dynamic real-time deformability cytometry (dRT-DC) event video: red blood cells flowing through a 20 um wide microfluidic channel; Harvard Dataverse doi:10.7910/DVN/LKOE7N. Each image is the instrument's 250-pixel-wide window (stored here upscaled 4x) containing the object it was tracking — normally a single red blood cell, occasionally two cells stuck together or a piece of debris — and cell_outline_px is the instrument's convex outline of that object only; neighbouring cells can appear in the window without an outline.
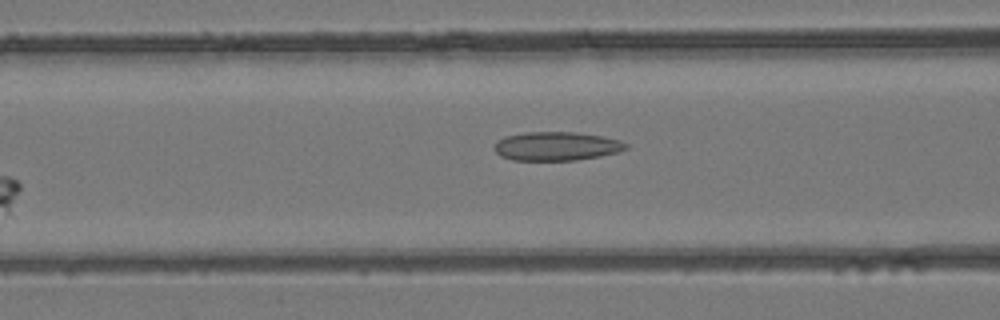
{"species": "common noctule bat (a hibernating species)", "species_latin": "Nyctalus noctula", "temperature_condition": "room temperature", "stored_images_in_passage": 23, "camera_frame_rate_fps": 3000, "um_per_image_px": 0.085, "animal": {"sex": "female", "body_mass_g": 24.6, "forearm_length_mm": 56.2}, "frame": {"image": 1, "passage_image": 5, "time_ms": 1.333, "image_size_px": [1000, 320], "cell_outline_px": [[628, 148], [620, 152], [600, 156], [576, 160], [512, 160], [500, 156], [492, 148], [496, 140], [504, 136], [524, 132], [576, 132], [604, 136], [620, 140], [628, 144]], "centroid_in_image_um": [47.29, 12.42], "position_along_channel_um": 119.3, "area_um2": 22.43}}
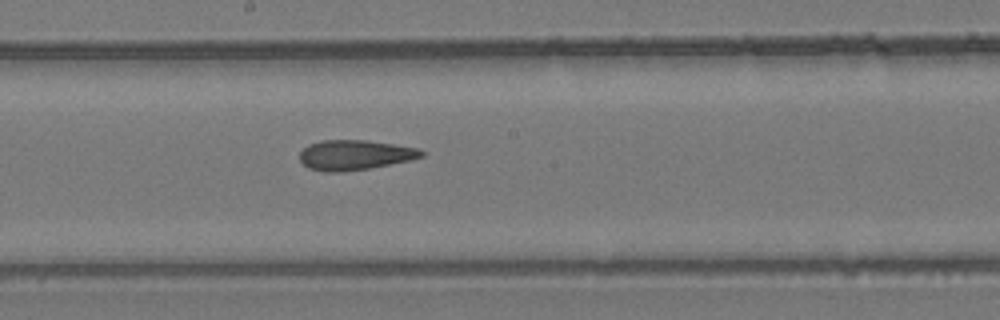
{"frame": {"image": 2, "passage_image": 12, "time_ms": 3.667, "image_size_px": [1000, 320], "cell_outline_px": [[424, 156], [408, 160], [368, 168], [344, 172], [324, 172], [308, 168], [300, 160], [300, 152], [308, 144], [320, 140], [364, 140], [392, 144], [416, 148], [424, 152]], "centroid_in_image_um": [30.09, 13.17], "position_along_channel_um": 218.1, "area_um2": 21.04}}
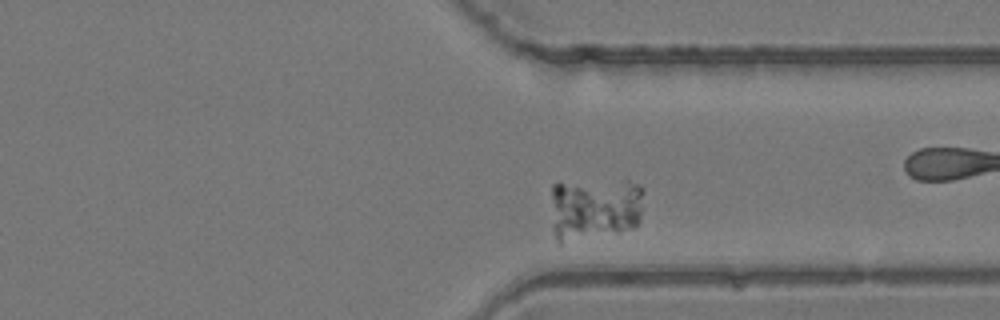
{"frame": {"image": 3, "passage_image": 20, "time_ms": 6.333, "image_size_px": [1000, 320], "cell_outline_px": [[644, 192], [640, 220], [632, 228], [620, 232], [560, 244], [556, 244], [552, 228], [552, 184], [628, 176], [640, 184], [644, 188]], "centroid_in_image_um": [50.59, 17.68], "position_along_channel_um": 360.8, "area_um2": 36.07}}